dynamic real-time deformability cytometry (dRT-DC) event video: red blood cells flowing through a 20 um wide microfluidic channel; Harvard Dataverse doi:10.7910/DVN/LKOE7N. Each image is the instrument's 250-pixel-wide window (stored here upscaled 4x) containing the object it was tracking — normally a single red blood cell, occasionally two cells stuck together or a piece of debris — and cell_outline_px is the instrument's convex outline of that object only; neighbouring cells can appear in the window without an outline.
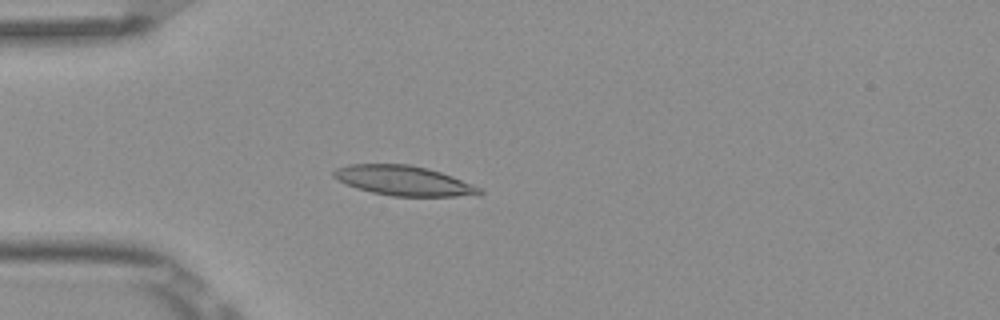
{"species": "Egyptian fruit bat (a non-hibernating species)", "species_latin": "Rousettus aegyptiacus", "temperature_condition": "room temperature", "stored_images_in_passage": 5, "camera_frame_rate_fps": 3000, "um_per_image_px": 0.085, "frame": {"image": 1, "passage_image": 5, "time_ms": 1.333, "image_size_px": [1000, 320], "cell_outline_px": [[484, 192], [480, 196], [392, 196], [372, 192], [356, 188], [336, 180], [332, 176], [332, 172], [336, 168], [348, 164], [408, 164], [428, 168], [452, 176], [472, 184], [480, 188]], "centroid_in_image_um": [34.31, 15.36], "position_along_channel_um": 50.7, "area_um2": 25.49}}